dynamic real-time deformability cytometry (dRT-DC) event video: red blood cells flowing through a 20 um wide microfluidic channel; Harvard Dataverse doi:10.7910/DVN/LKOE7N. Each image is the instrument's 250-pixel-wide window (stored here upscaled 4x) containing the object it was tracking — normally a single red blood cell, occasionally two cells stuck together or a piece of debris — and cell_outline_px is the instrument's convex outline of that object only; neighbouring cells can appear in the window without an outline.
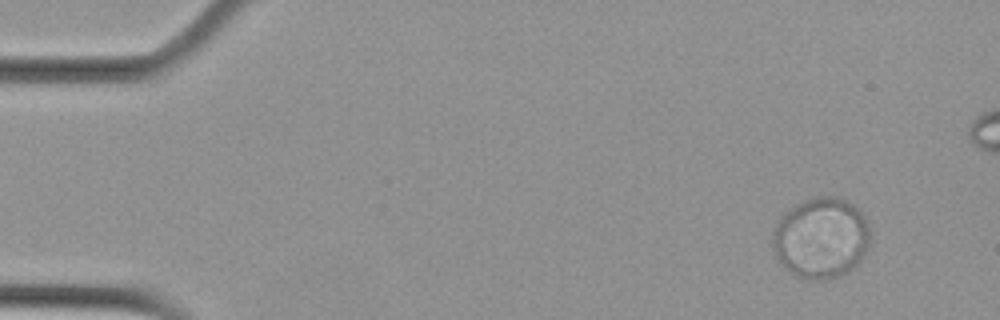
{"species": "Egyptian fruit bat (a non-hibernating species)", "species_latin": "Rousettus aegyptiacus", "temperature_condition": "cold", "stored_images_in_passage": 7, "camera_frame_rate_fps": 3000, "um_per_image_px": 0.085, "animal": {"sex": "female"}, "frame": {"image": 1, "passage_image": 1, "time_ms": 0.0, "image_size_px": [1000, 320], "cell_outline_px": [[868, 244], [860, 260], [848, 272], [840, 276], [820, 280], [808, 280], [792, 272], [776, 256], [772, 248], [772, 236], [776, 224], [780, 216], [784, 212], [796, 204], [816, 196], [836, 196], [852, 204], [864, 216], [868, 228]], "centroid_in_image_um": [69.76, 20.21], "position_along_channel_um": 15.2, "area_um2": 45.43}}
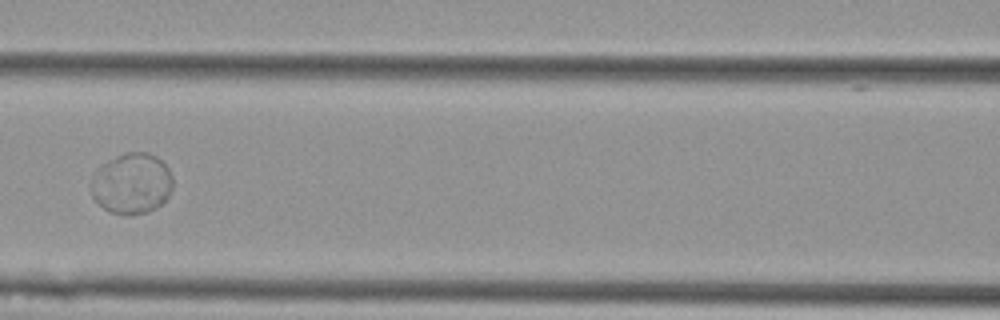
{"frame": {"image": 2, "passage_image": 6, "time_ms": 1.667, "image_size_px": [1000, 320], "cell_outline_px": [[172, 188], [168, 196], [156, 208], [148, 212], [128, 216], [112, 212], [104, 208], [92, 196], [88, 188], [96, 168], [108, 160], [124, 152], [148, 152], [156, 156], [168, 168], [172, 176]], "centroid_in_image_um": [11.17, 15.59], "position_along_channel_um": 155.4, "area_um2": 29.25}}
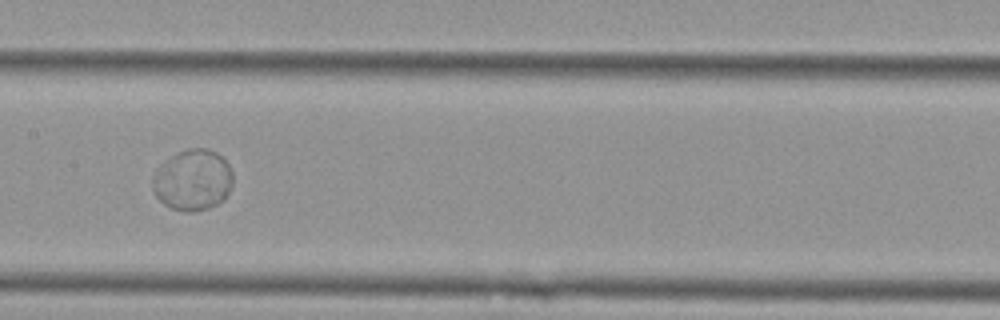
{"frame": {"image": 3, "passage_image": 7, "time_ms": 2.0, "image_size_px": [1000, 320], "cell_outline_px": [[232, 184], [224, 200], [208, 208], [192, 212], [184, 212], [172, 208], [164, 204], [156, 196], [152, 188], [152, 180], [156, 168], [160, 164], [172, 156], [188, 148], [208, 148], [216, 152], [228, 164], [232, 172]], "centroid_in_image_um": [16.37, 15.31], "position_along_channel_um": 191.0, "area_um2": 28.55}}